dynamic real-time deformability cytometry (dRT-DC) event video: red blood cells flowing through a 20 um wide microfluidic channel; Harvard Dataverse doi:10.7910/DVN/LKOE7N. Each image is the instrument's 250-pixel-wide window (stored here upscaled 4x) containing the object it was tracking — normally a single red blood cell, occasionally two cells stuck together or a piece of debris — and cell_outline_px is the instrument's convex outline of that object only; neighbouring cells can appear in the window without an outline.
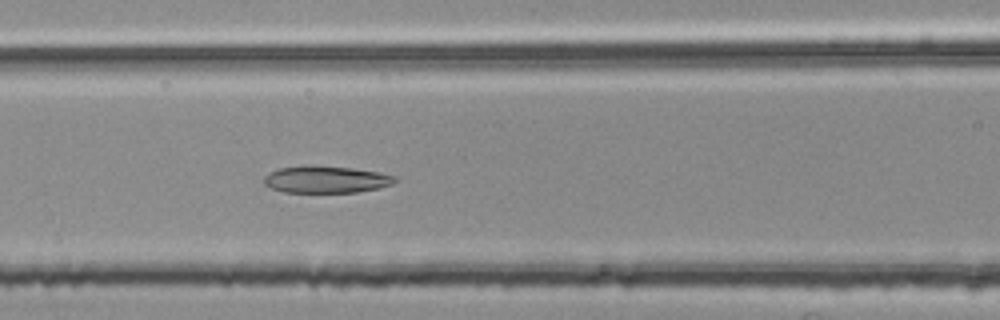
{"species": "common noctule bat (a hibernating species)", "species_latin": "Nyctalus noctula", "temperature_condition": "room temperature", "stored_images_in_passage": 53, "segment_of_instrument_passage": [2, 2], "camera_frame_rate_fps": 3000, "um_per_image_px": 0.085, "animal": {"sex": "female", "body_mass_g": 25.1}, "frame": {"image": 1, "passage_image": 23, "time_ms": 7.333, "image_size_px": [1000, 320], "cell_outline_px": [[396, 180], [392, 184], [376, 188], [356, 192], [284, 192], [272, 188], [264, 184], [264, 176], [280, 168], [352, 168], [376, 172], [396, 176]], "centroid_in_image_um": [27.74, 15.3], "position_along_channel_um": 138.9, "area_um2": 19.42}}
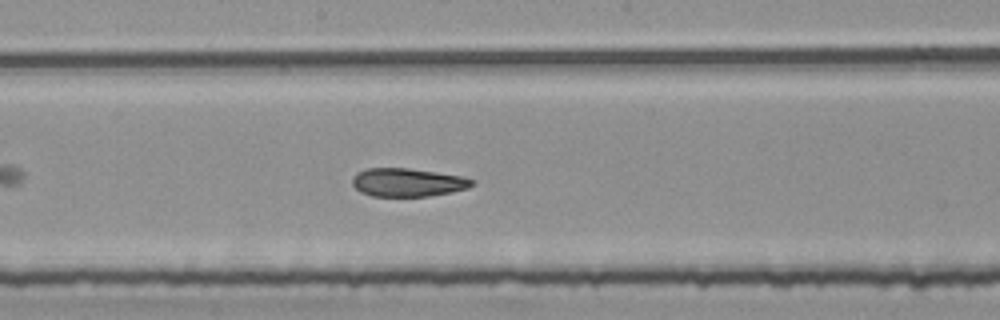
{"frame": {"image": 2, "passage_image": 29, "time_ms": 9.333, "image_size_px": [1000, 320], "cell_outline_px": [[472, 184], [468, 188], [452, 192], [428, 196], [372, 196], [360, 192], [352, 184], [352, 176], [356, 172], [368, 168], [408, 168], [460, 176], [472, 180]], "centroid_in_image_um": [34.58, 15.5], "position_along_channel_um": 213.6, "area_um2": 19.59}}
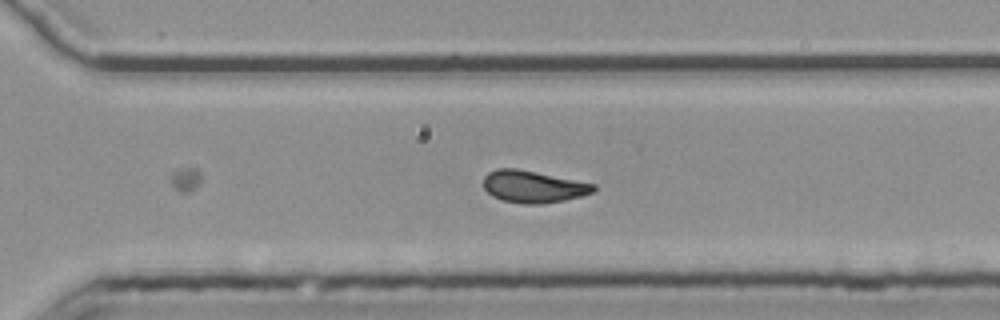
{"frame": {"image": 3, "passage_image": 38, "time_ms": 12.333, "image_size_px": [1000, 320], "cell_outline_px": [[596, 188], [592, 192], [580, 196], [564, 200], [540, 204], [524, 204], [504, 200], [492, 196], [484, 188], [484, 176], [488, 172], [496, 168], [516, 168], [596, 184]], "centroid_in_image_um": [45.3, 15.85], "position_along_channel_um": 325.3, "area_um2": 20.4}}